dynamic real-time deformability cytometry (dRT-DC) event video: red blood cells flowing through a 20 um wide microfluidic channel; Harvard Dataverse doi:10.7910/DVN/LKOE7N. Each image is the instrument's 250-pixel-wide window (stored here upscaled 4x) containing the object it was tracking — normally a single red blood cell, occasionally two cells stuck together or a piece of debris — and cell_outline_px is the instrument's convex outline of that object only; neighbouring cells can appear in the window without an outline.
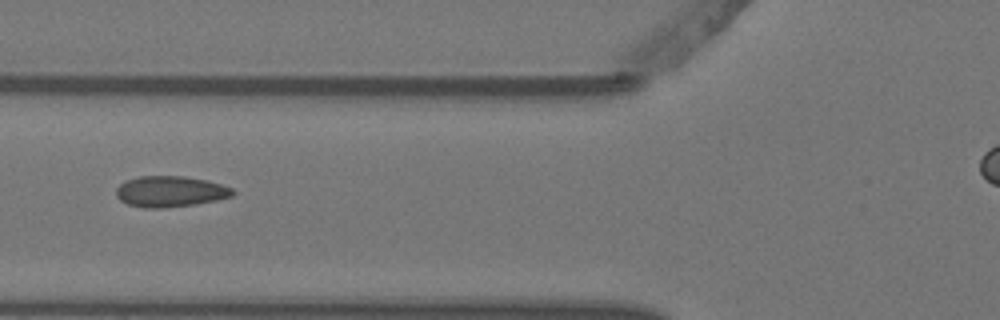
{"species": "Egyptian fruit bat (a non-hibernating species)", "species_latin": "Rousettus aegyptiacus", "temperature_condition": "warm", "stored_images_in_passage": 5, "camera_frame_rate_fps": 3000, "um_per_image_px": 0.085, "animal": {"sex": "female"}, "frame": {"image": 1, "passage_image": 5, "time_ms": 1.333, "image_size_px": [1000, 320], "cell_outline_px": [[236, 192], [232, 196], [216, 200], [196, 204], [164, 208], [144, 208], [128, 204], [120, 200], [116, 196], [116, 188], [124, 180], [140, 176], [184, 176], [208, 180], [232, 188]], "centroid_in_image_um": [14.46, 16.27], "position_along_channel_um": 111.3, "area_um2": 21.15}}